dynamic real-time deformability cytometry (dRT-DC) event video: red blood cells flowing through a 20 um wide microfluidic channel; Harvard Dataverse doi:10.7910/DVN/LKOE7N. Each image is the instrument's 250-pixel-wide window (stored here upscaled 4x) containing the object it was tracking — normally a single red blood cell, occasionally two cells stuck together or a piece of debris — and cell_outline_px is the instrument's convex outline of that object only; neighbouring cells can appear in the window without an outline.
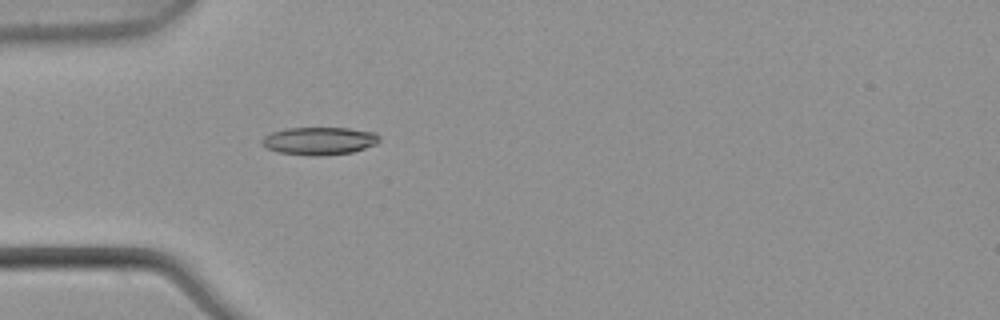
{"species": "common noctule bat (a hibernating species)", "species_latin": "Nyctalus noctula", "temperature_condition": "warm", "stored_images_in_passage": 3, "camera_frame_rate_fps": 3000, "um_per_image_px": 0.085, "animal": {"sex": "male", "body_mass_g": 21.5, "forearm_length_mm": 52.0}, "frame": {"image": 1, "passage_image": 3, "time_ms": 0.667, "image_size_px": [1000, 320], "cell_outline_px": [[380, 140], [376, 144], [352, 152], [320, 156], [312, 156], [280, 152], [268, 148], [260, 144], [260, 140], [264, 136], [272, 132], [288, 128], [348, 128], [376, 132], [380, 136]], "centroid_in_image_um": [27.15, 11.97], "position_along_channel_um": 57.8, "area_um2": 19.02}}